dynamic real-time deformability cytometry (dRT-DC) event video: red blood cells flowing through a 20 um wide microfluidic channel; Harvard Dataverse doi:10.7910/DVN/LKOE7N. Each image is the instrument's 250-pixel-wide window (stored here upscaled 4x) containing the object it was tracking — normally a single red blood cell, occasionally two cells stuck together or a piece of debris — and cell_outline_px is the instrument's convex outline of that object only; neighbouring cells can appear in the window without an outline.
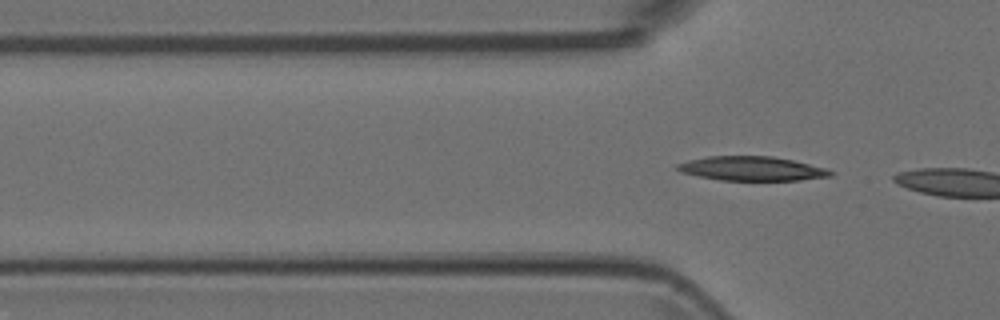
{"species": "Egyptian fruit bat (a non-hibernating species)", "species_latin": "Rousettus aegyptiacus", "temperature_condition": "room temperature", "stored_images_in_passage": 3, "camera_frame_rate_fps": 3000, "um_per_image_px": 0.085, "animal": {"sex": "female"}, "frame": {"image": 1, "passage_image": 3, "time_ms": 0.667, "image_size_px": [1000, 320], "cell_outline_px": [[832, 176], [800, 180], [720, 180], [680, 172], [676, 168], [676, 164], [688, 160], [708, 156], [772, 156], [792, 160], [824, 168], [832, 172]], "centroid_in_image_um": [63.86, 14.32], "position_along_channel_um": 61.9, "area_um2": 21.39}}